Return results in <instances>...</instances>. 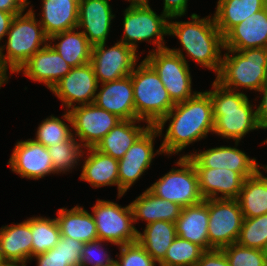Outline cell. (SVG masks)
Instances as JSON below:
<instances>
[{"label": "cell", "instance_id": "48", "mask_svg": "<svg viewBox=\"0 0 267 266\" xmlns=\"http://www.w3.org/2000/svg\"><path fill=\"white\" fill-rule=\"evenodd\" d=\"M14 14L0 11V43L9 31ZM2 44H0L1 48Z\"/></svg>", "mask_w": 267, "mask_h": 266}, {"label": "cell", "instance_id": "33", "mask_svg": "<svg viewBox=\"0 0 267 266\" xmlns=\"http://www.w3.org/2000/svg\"><path fill=\"white\" fill-rule=\"evenodd\" d=\"M143 230L138 231V243L159 264L176 237L175 223L159 220L146 225Z\"/></svg>", "mask_w": 267, "mask_h": 266}, {"label": "cell", "instance_id": "21", "mask_svg": "<svg viewBox=\"0 0 267 266\" xmlns=\"http://www.w3.org/2000/svg\"><path fill=\"white\" fill-rule=\"evenodd\" d=\"M195 169L198 175L200 194L204 199L238 198L245 179L239 172L226 168Z\"/></svg>", "mask_w": 267, "mask_h": 266}, {"label": "cell", "instance_id": "19", "mask_svg": "<svg viewBox=\"0 0 267 266\" xmlns=\"http://www.w3.org/2000/svg\"><path fill=\"white\" fill-rule=\"evenodd\" d=\"M115 18L109 0H82L78 8L77 28L92 46L107 42Z\"/></svg>", "mask_w": 267, "mask_h": 266}, {"label": "cell", "instance_id": "25", "mask_svg": "<svg viewBox=\"0 0 267 266\" xmlns=\"http://www.w3.org/2000/svg\"><path fill=\"white\" fill-rule=\"evenodd\" d=\"M0 257L2 261L28 263L32 260L30 217L21 223L0 228Z\"/></svg>", "mask_w": 267, "mask_h": 266}, {"label": "cell", "instance_id": "1", "mask_svg": "<svg viewBox=\"0 0 267 266\" xmlns=\"http://www.w3.org/2000/svg\"><path fill=\"white\" fill-rule=\"evenodd\" d=\"M168 121V128L162 134ZM154 127L160 137L164 136L160 145L164 155L169 157L181 153L188 145L206 139L209 133L213 134L210 96L205 91H199L193 98L176 103Z\"/></svg>", "mask_w": 267, "mask_h": 266}, {"label": "cell", "instance_id": "7", "mask_svg": "<svg viewBox=\"0 0 267 266\" xmlns=\"http://www.w3.org/2000/svg\"><path fill=\"white\" fill-rule=\"evenodd\" d=\"M148 3H130L123 11V44L138 51V43L147 42L155 46L151 51L167 48L164 36L169 32V17L158 15Z\"/></svg>", "mask_w": 267, "mask_h": 266}, {"label": "cell", "instance_id": "42", "mask_svg": "<svg viewBox=\"0 0 267 266\" xmlns=\"http://www.w3.org/2000/svg\"><path fill=\"white\" fill-rule=\"evenodd\" d=\"M62 256L68 266H80L84 243L77 239L61 236Z\"/></svg>", "mask_w": 267, "mask_h": 266}, {"label": "cell", "instance_id": "45", "mask_svg": "<svg viewBox=\"0 0 267 266\" xmlns=\"http://www.w3.org/2000/svg\"><path fill=\"white\" fill-rule=\"evenodd\" d=\"M189 0H163L162 13L166 14L169 18L178 19L184 16L187 12Z\"/></svg>", "mask_w": 267, "mask_h": 266}, {"label": "cell", "instance_id": "16", "mask_svg": "<svg viewBox=\"0 0 267 266\" xmlns=\"http://www.w3.org/2000/svg\"><path fill=\"white\" fill-rule=\"evenodd\" d=\"M235 146H219L209 148L204 151H195L194 153L184 154L188 156L195 168H226L239 172L244 178L254 175L262 164H258L255 157H249L244 151Z\"/></svg>", "mask_w": 267, "mask_h": 266}, {"label": "cell", "instance_id": "41", "mask_svg": "<svg viewBox=\"0 0 267 266\" xmlns=\"http://www.w3.org/2000/svg\"><path fill=\"white\" fill-rule=\"evenodd\" d=\"M104 241L97 239L84 243L80 266H111L115 263L110 252L106 250Z\"/></svg>", "mask_w": 267, "mask_h": 266}, {"label": "cell", "instance_id": "40", "mask_svg": "<svg viewBox=\"0 0 267 266\" xmlns=\"http://www.w3.org/2000/svg\"><path fill=\"white\" fill-rule=\"evenodd\" d=\"M118 259H115L116 266H156L157 262L137 242L118 246Z\"/></svg>", "mask_w": 267, "mask_h": 266}, {"label": "cell", "instance_id": "49", "mask_svg": "<svg viewBox=\"0 0 267 266\" xmlns=\"http://www.w3.org/2000/svg\"><path fill=\"white\" fill-rule=\"evenodd\" d=\"M0 266H27V264L19 261H2Z\"/></svg>", "mask_w": 267, "mask_h": 266}, {"label": "cell", "instance_id": "30", "mask_svg": "<svg viewBox=\"0 0 267 266\" xmlns=\"http://www.w3.org/2000/svg\"><path fill=\"white\" fill-rule=\"evenodd\" d=\"M77 29L67 30L49 38V44L72 67L89 63L93 47L80 29ZM55 41L58 42L53 43Z\"/></svg>", "mask_w": 267, "mask_h": 266}, {"label": "cell", "instance_id": "56", "mask_svg": "<svg viewBox=\"0 0 267 266\" xmlns=\"http://www.w3.org/2000/svg\"><path fill=\"white\" fill-rule=\"evenodd\" d=\"M262 144H267V138H266V140L264 142H262Z\"/></svg>", "mask_w": 267, "mask_h": 266}, {"label": "cell", "instance_id": "29", "mask_svg": "<svg viewBox=\"0 0 267 266\" xmlns=\"http://www.w3.org/2000/svg\"><path fill=\"white\" fill-rule=\"evenodd\" d=\"M57 215L61 236L77 239L83 243L98 239L94 218L83 206L76 205L71 209L59 208Z\"/></svg>", "mask_w": 267, "mask_h": 266}, {"label": "cell", "instance_id": "54", "mask_svg": "<svg viewBox=\"0 0 267 266\" xmlns=\"http://www.w3.org/2000/svg\"><path fill=\"white\" fill-rule=\"evenodd\" d=\"M73 1H75V2L79 5V3H80L82 0H73Z\"/></svg>", "mask_w": 267, "mask_h": 266}, {"label": "cell", "instance_id": "12", "mask_svg": "<svg viewBox=\"0 0 267 266\" xmlns=\"http://www.w3.org/2000/svg\"><path fill=\"white\" fill-rule=\"evenodd\" d=\"M208 239L214 249L236 243L243 223L237 199H208Z\"/></svg>", "mask_w": 267, "mask_h": 266}, {"label": "cell", "instance_id": "53", "mask_svg": "<svg viewBox=\"0 0 267 266\" xmlns=\"http://www.w3.org/2000/svg\"><path fill=\"white\" fill-rule=\"evenodd\" d=\"M263 167H262V169H263V171H266V173H267V165H262Z\"/></svg>", "mask_w": 267, "mask_h": 266}, {"label": "cell", "instance_id": "39", "mask_svg": "<svg viewBox=\"0 0 267 266\" xmlns=\"http://www.w3.org/2000/svg\"><path fill=\"white\" fill-rule=\"evenodd\" d=\"M230 266H267L262 250L239 245L237 242L222 248Z\"/></svg>", "mask_w": 267, "mask_h": 266}, {"label": "cell", "instance_id": "23", "mask_svg": "<svg viewBox=\"0 0 267 266\" xmlns=\"http://www.w3.org/2000/svg\"><path fill=\"white\" fill-rule=\"evenodd\" d=\"M81 160H85L80 168V180L89 183L92 188L104 186H117L119 196V175H118V160L111 156L103 154L94 147L85 148ZM87 152V154H86ZM86 154V157H84Z\"/></svg>", "mask_w": 267, "mask_h": 266}, {"label": "cell", "instance_id": "47", "mask_svg": "<svg viewBox=\"0 0 267 266\" xmlns=\"http://www.w3.org/2000/svg\"><path fill=\"white\" fill-rule=\"evenodd\" d=\"M29 4L28 0H0V11L17 15L25 12Z\"/></svg>", "mask_w": 267, "mask_h": 266}, {"label": "cell", "instance_id": "2", "mask_svg": "<svg viewBox=\"0 0 267 266\" xmlns=\"http://www.w3.org/2000/svg\"><path fill=\"white\" fill-rule=\"evenodd\" d=\"M169 19V36L177 37L182 48H169L181 56L188 64L185 56L191 58L200 67L207 68L218 75L221 68L224 38L217 28L213 16L200 18L196 13L191 14V21ZM175 21V22H174ZM185 50V54L183 51Z\"/></svg>", "mask_w": 267, "mask_h": 266}, {"label": "cell", "instance_id": "24", "mask_svg": "<svg viewBox=\"0 0 267 266\" xmlns=\"http://www.w3.org/2000/svg\"><path fill=\"white\" fill-rule=\"evenodd\" d=\"M208 221V199L186 206L175 222L176 236L201 246L205 251L213 250L208 239Z\"/></svg>", "mask_w": 267, "mask_h": 266}, {"label": "cell", "instance_id": "8", "mask_svg": "<svg viewBox=\"0 0 267 266\" xmlns=\"http://www.w3.org/2000/svg\"><path fill=\"white\" fill-rule=\"evenodd\" d=\"M175 163L176 168H172L148 189L157 197L176 203L182 208L199 204L204 198L200 194L198 175L191 159L180 156Z\"/></svg>", "mask_w": 267, "mask_h": 266}, {"label": "cell", "instance_id": "18", "mask_svg": "<svg viewBox=\"0 0 267 266\" xmlns=\"http://www.w3.org/2000/svg\"><path fill=\"white\" fill-rule=\"evenodd\" d=\"M72 69L61 55L48 43L38 50L16 74L23 75L33 82L43 83L51 89Z\"/></svg>", "mask_w": 267, "mask_h": 266}, {"label": "cell", "instance_id": "17", "mask_svg": "<svg viewBox=\"0 0 267 266\" xmlns=\"http://www.w3.org/2000/svg\"><path fill=\"white\" fill-rule=\"evenodd\" d=\"M7 163L20 178L40 180L55 174L48 148L33 138L17 141Z\"/></svg>", "mask_w": 267, "mask_h": 266}, {"label": "cell", "instance_id": "15", "mask_svg": "<svg viewBox=\"0 0 267 266\" xmlns=\"http://www.w3.org/2000/svg\"><path fill=\"white\" fill-rule=\"evenodd\" d=\"M98 81L92 64L72 67L60 81L51 89V92L62 102L65 111L71 108L92 104L95 100Z\"/></svg>", "mask_w": 267, "mask_h": 266}, {"label": "cell", "instance_id": "37", "mask_svg": "<svg viewBox=\"0 0 267 266\" xmlns=\"http://www.w3.org/2000/svg\"><path fill=\"white\" fill-rule=\"evenodd\" d=\"M205 250L188 240L176 236L159 266H195Z\"/></svg>", "mask_w": 267, "mask_h": 266}, {"label": "cell", "instance_id": "46", "mask_svg": "<svg viewBox=\"0 0 267 266\" xmlns=\"http://www.w3.org/2000/svg\"><path fill=\"white\" fill-rule=\"evenodd\" d=\"M258 94H262L261 102L256 105V114L261 129H267V81L261 86Z\"/></svg>", "mask_w": 267, "mask_h": 266}, {"label": "cell", "instance_id": "11", "mask_svg": "<svg viewBox=\"0 0 267 266\" xmlns=\"http://www.w3.org/2000/svg\"><path fill=\"white\" fill-rule=\"evenodd\" d=\"M160 137L158 130L150 126L118 160L119 196L135 184L150 168L157 155H164L162 148L154 151V141Z\"/></svg>", "mask_w": 267, "mask_h": 266}, {"label": "cell", "instance_id": "55", "mask_svg": "<svg viewBox=\"0 0 267 266\" xmlns=\"http://www.w3.org/2000/svg\"><path fill=\"white\" fill-rule=\"evenodd\" d=\"M264 5L267 8V0H264Z\"/></svg>", "mask_w": 267, "mask_h": 266}, {"label": "cell", "instance_id": "4", "mask_svg": "<svg viewBox=\"0 0 267 266\" xmlns=\"http://www.w3.org/2000/svg\"><path fill=\"white\" fill-rule=\"evenodd\" d=\"M32 7L25 13L15 15L6 34L7 41L0 48V67L7 75L16 74L38 50L49 43Z\"/></svg>", "mask_w": 267, "mask_h": 266}, {"label": "cell", "instance_id": "27", "mask_svg": "<svg viewBox=\"0 0 267 266\" xmlns=\"http://www.w3.org/2000/svg\"><path fill=\"white\" fill-rule=\"evenodd\" d=\"M39 23L48 38L77 28L79 5L73 0H41Z\"/></svg>", "mask_w": 267, "mask_h": 266}, {"label": "cell", "instance_id": "50", "mask_svg": "<svg viewBox=\"0 0 267 266\" xmlns=\"http://www.w3.org/2000/svg\"><path fill=\"white\" fill-rule=\"evenodd\" d=\"M8 80H9V76L0 67V89L3 85L9 82Z\"/></svg>", "mask_w": 267, "mask_h": 266}, {"label": "cell", "instance_id": "26", "mask_svg": "<svg viewBox=\"0 0 267 266\" xmlns=\"http://www.w3.org/2000/svg\"><path fill=\"white\" fill-rule=\"evenodd\" d=\"M141 122L146 126H141ZM139 124V125H136ZM150 127L139 119L121 120L94 147L99 152L113 157L123 158L132 144Z\"/></svg>", "mask_w": 267, "mask_h": 266}, {"label": "cell", "instance_id": "22", "mask_svg": "<svg viewBox=\"0 0 267 266\" xmlns=\"http://www.w3.org/2000/svg\"><path fill=\"white\" fill-rule=\"evenodd\" d=\"M224 49L236 51L267 48V8H263L234 26L224 37Z\"/></svg>", "mask_w": 267, "mask_h": 266}, {"label": "cell", "instance_id": "36", "mask_svg": "<svg viewBox=\"0 0 267 266\" xmlns=\"http://www.w3.org/2000/svg\"><path fill=\"white\" fill-rule=\"evenodd\" d=\"M47 148L55 174L72 172L78 163L80 165V158H82L83 150H85L73 135L67 141Z\"/></svg>", "mask_w": 267, "mask_h": 266}, {"label": "cell", "instance_id": "52", "mask_svg": "<svg viewBox=\"0 0 267 266\" xmlns=\"http://www.w3.org/2000/svg\"><path fill=\"white\" fill-rule=\"evenodd\" d=\"M262 251H263V253L266 257V261H267V241H266L265 246L263 247Z\"/></svg>", "mask_w": 267, "mask_h": 266}, {"label": "cell", "instance_id": "9", "mask_svg": "<svg viewBox=\"0 0 267 266\" xmlns=\"http://www.w3.org/2000/svg\"><path fill=\"white\" fill-rule=\"evenodd\" d=\"M96 223L98 239L122 246L138 241V231L134 225L132 208L122 207L109 200L97 199L91 212Z\"/></svg>", "mask_w": 267, "mask_h": 266}, {"label": "cell", "instance_id": "43", "mask_svg": "<svg viewBox=\"0 0 267 266\" xmlns=\"http://www.w3.org/2000/svg\"><path fill=\"white\" fill-rule=\"evenodd\" d=\"M36 259L37 266H68L62 256V239L60 238L58 244L51 250L38 254L32 259Z\"/></svg>", "mask_w": 267, "mask_h": 266}, {"label": "cell", "instance_id": "13", "mask_svg": "<svg viewBox=\"0 0 267 266\" xmlns=\"http://www.w3.org/2000/svg\"><path fill=\"white\" fill-rule=\"evenodd\" d=\"M140 58L131 47L117 41L110 48L106 43L92 47L90 63L98 84L129 76Z\"/></svg>", "mask_w": 267, "mask_h": 266}, {"label": "cell", "instance_id": "6", "mask_svg": "<svg viewBox=\"0 0 267 266\" xmlns=\"http://www.w3.org/2000/svg\"><path fill=\"white\" fill-rule=\"evenodd\" d=\"M135 106V119L155 126L173 107L164 84L153 67L143 59L130 74Z\"/></svg>", "mask_w": 267, "mask_h": 266}, {"label": "cell", "instance_id": "44", "mask_svg": "<svg viewBox=\"0 0 267 266\" xmlns=\"http://www.w3.org/2000/svg\"><path fill=\"white\" fill-rule=\"evenodd\" d=\"M195 266H230L222 249L205 251Z\"/></svg>", "mask_w": 267, "mask_h": 266}, {"label": "cell", "instance_id": "28", "mask_svg": "<svg viewBox=\"0 0 267 266\" xmlns=\"http://www.w3.org/2000/svg\"><path fill=\"white\" fill-rule=\"evenodd\" d=\"M130 206L134 224L138 223L140 219L145 221L146 225L159 220L175 223L182 210L178 204L157 197L148 188L130 202Z\"/></svg>", "mask_w": 267, "mask_h": 266}, {"label": "cell", "instance_id": "14", "mask_svg": "<svg viewBox=\"0 0 267 266\" xmlns=\"http://www.w3.org/2000/svg\"><path fill=\"white\" fill-rule=\"evenodd\" d=\"M68 112L72 121V134L84 148L95 147L121 121L94 103L73 107Z\"/></svg>", "mask_w": 267, "mask_h": 266}, {"label": "cell", "instance_id": "20", "mask_svg": "<svg viewBox=\"0 0 267 266\" xmlns=\"http://www.w3.org/2000/svg\"><path fill=\"white\" fill-rule=\"evenodd\" d=\"M93 103L97 107L116 115L121 120L135 119L131 76L129 75L119 80L98 84Z\"/></svg>", "mask_w": 267, "mask_h": 266}, {"label": "cell", "instance_id": "35", "mask_svg": "<svg viewBox=\"0 0 267 266\" xmlns=\"http://www.w3.org/2000/svg\"><path fill=\"white\" fill-rule=\"evenodd\" d=\"M61 120L58 116H49L37 127L34 141L45 147L53 146L67 141L72 134V121L68 111H65ZM67 123H65V121Z\"/></svg>", "mask_w": 267, "mask_h": 266}, {"label": "cell", "instance_id": "3", "mask_svg": "<svg viewBox=\"0 0 267 266\" xmlns=\"http://www.w3.org/2000/svg\"><path fill=\"white\" fill-rule=\"evenodd\" d=\"M212 89L205 91L211 99L214 128L213 134L222 139L240 142L250 131L261 129L257 120L256 105L243 91H232L215 80Z\"/></svg>", "mask_w": 267, "mask_h": 266}, {"label": "cell", "instance_id": "31", "mask_svg": "<svg viewBox=\"0 0 267 266\" xmlns=\"http://www.w3.org/2000/svg\"><path fill=\"white\" fill-rule=\"evenodd\" d=\"M263 8L264 0H218L212 16L224 37L234 26Z\"/></svg>", "mask_w": 267, "mask_h": 266}, {"label": "cell", "instance_id": "51", "mask_svg": "<svg viewBox=\"0 0 267 266\" xmlns=\"http://www.w3.org/2000/svg\"><path fill=\"white\" fill-rule=\"evenodd\" d=\"M130 3H148L149 0H127Z\"/></svg>", "mask_w": 267, "mask_h": 266}, {"label": "cell", "instance_id": "38", "mask_svg": "<svg viewBox=\"0 0 267 266\" xmlns=\"http://www.w3.org/2000/svg\"><path fill=\"white\" fill-rule=\"evenodd\" d=\"M267 241V214L244 218L237 243L262 250Z\"/></svg>", "mask_w": 267, "mask_h": 266}, {"label": "cell", "instance_id": "34", "mask_svg": "<svg viewBox=\"0 0 267 266\" xmlns=\"http://www.w3.org/2000/svg\"><path fill=\"white\" fill-rule=\"evenodd\" d=\"M32 232V257L45 253L54 248L61 237L56 217L44 216L30 217Z\"/></svg>", "mask_w": 267, "mask_h": 266}, {"label": "cell", "instance_id": "32", "mask_svg": "<svg viewBox=\"0 0 267 266\" xmlns=\"http://www.w3.org/2000/svg\"><path fill=\"white\" fill-rule=\"evenodd\" d=\"M237 201L244 218L267 214V175L260 169L244 179Z\"/></svg>", "mask_w": 267, "mask_h": 266}, {"label": "cell", "instance_id": "10", "mask_svg": "<svg viewBox=\"0 0 267 266\" xmlns=\"http://www.w3.org/2000/svg\"><path fill=\"white\" fill-rule=\"evenodd\" d=\"M144 59L157 72L174 104L193 98L198 93L192 91L190 65L178 54L168 48L149 50Z\"/></svg>", "mask_w": 267, "mask_h": 266}, {"label": "cell", "instance_id": "5", "mask_svg": "<svg viewBox=\"0 0 267 266\" xmlns=\"http://www.w3.org/2000/svg\"><path fill=\"white\" fill-rule=\"evenodd\" d=\"M224 51L215 81L228 90L258 92L267 81V48Z\"/></svg>", "mask_w": 267, "mask_h": 266}]
</instances>
